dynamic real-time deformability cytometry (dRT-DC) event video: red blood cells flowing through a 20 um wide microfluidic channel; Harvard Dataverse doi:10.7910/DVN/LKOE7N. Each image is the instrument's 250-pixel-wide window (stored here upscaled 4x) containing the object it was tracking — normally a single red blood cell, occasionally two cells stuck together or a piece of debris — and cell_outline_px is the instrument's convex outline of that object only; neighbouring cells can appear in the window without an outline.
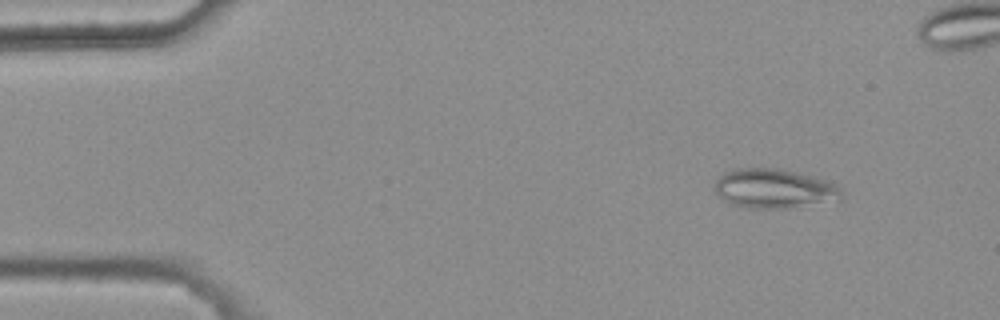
{"species": "common noctule bat (a hibernating species)", "species_latin": "Nyctalus noctula", "temperature_condition": "warm", "stored_images_in_passage": 5, "camera_frame_rate_fps": 3000, "um_per_image_px": 0.085, "animal": {"sex": "female", "body_mass_g": 25.1}, "frame": {"image": 1, "passage_image": 2, "time_ms": 0.333, "image_size_px": [1000, 320], "cell_outline_px": [[840, 200], [788, 208], [748, 208], [728, 204], [716, 192], [716, 180], [724, 172], [736, 168], [776, 168], [812, 176], [828, 180], [840, 192]], "centroid_in_image_um": [65.75, 16.03], "position_along_channel_um": 19.3, "area_um2": 28.78}}